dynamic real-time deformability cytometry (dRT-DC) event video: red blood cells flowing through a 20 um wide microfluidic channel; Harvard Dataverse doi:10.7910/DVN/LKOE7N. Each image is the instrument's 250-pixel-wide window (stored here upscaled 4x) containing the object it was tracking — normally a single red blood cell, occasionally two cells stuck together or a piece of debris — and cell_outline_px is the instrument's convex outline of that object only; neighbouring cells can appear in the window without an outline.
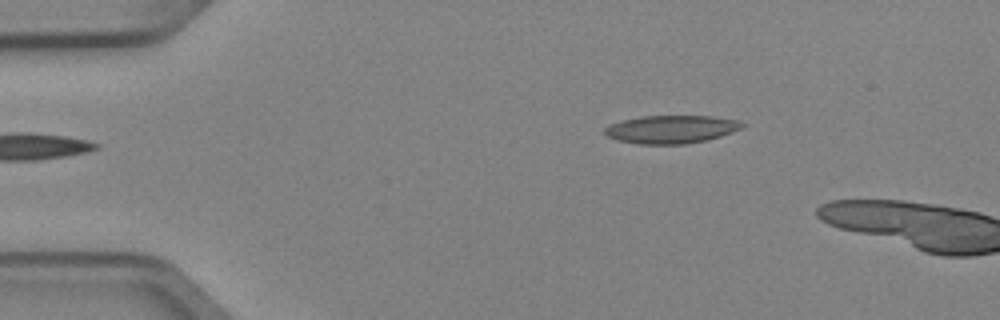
{"species": "Egyptian fruit bat (a non-hibernating species)", "species_latin": "Rousettus aegyptiacus", "temperature_condition": "cold", "stored_images_in_passage": 5, "camera_frame_rate_fps": 3000, "um_per_image_px": 0.085, "animal": {"sex": "female"}, "frame": {"image": 1, "passage_image": 5, "time_ms": 1.333, "image_size_px": [1000, 320], "cell_outline_px": [[744, 124], [740, 128], [732, 132], [720, 136], [704, 140], [684, 144], [640, 144], [620, 140], [608, 136], [604, 132], [604, 128], [612, 124], [624, 120], [640, 116], [712, 116], [736, 120]], "centroid_in_image_um": [57.04, 10.98], "position_along_channel_um": 28.0, "area_um2": 22.02}}